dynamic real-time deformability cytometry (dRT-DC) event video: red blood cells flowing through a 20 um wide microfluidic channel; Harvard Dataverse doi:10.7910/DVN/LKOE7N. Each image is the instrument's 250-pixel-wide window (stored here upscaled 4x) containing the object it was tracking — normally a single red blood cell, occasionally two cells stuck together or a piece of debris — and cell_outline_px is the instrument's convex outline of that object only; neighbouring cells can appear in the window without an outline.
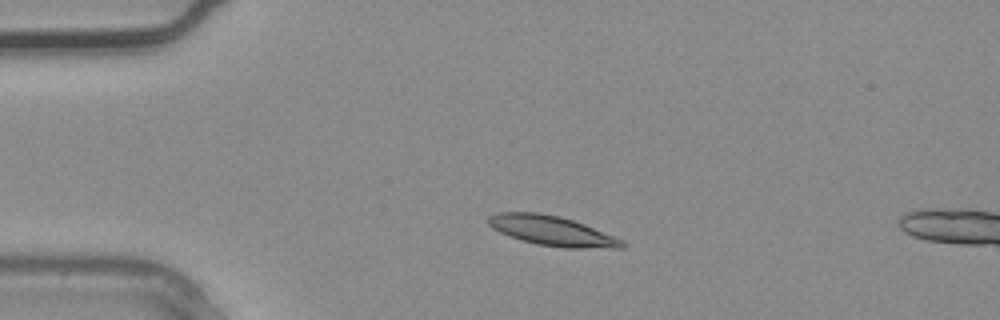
{"species": "common noctule bat (a hibernating species)", "species_latin": "Nyctalus noctula", "temperature_condition": "warm", "stored_images_in_passage": 2, "camera_frame_rate_fps": 3000, "um_per_image_px": 0.085, "animal": {"sex": "male", "body_mass_g": 20.4}, "frame": {"image": 1, "passage_image": 1, "time_ms": 0.0, "image_size_px": [1000, 320], "cell_outline_px": [[624, 248], [564, 248], [536, 244], [500, 232], [492, 228], [488, 224], [488, 216], [496, 212], [540, 212], [560, 216], [584, 224], [624, 240]], "centroid_in_image_um": [46.92, 19.61], "position_along_channel_um": 38.1, "area_um2": 23.12}}